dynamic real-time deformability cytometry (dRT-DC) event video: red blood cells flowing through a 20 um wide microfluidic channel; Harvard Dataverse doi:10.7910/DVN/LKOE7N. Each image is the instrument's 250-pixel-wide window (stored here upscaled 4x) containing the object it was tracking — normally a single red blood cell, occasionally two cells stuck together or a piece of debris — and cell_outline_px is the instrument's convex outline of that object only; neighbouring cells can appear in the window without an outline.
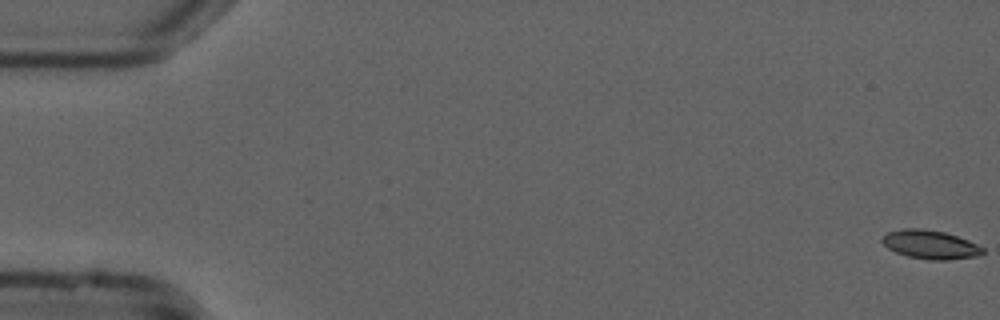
{"species": "common noctule bat (a hibernating species)", "species_latin": "Nyctalus noctula", "temperature_condition": "cold", "stored_images_in_passage": 55, "camera_frame_rate_fps": 3000, "um_per_image_px": 0.085, "animal": {"sex": "male", "forearm_length_mm": 52.5}, "frame": {"image": 1, "passage_image": 1, "time_ms": 0.0, "image_size_px": [1000, 320], "cell_outline_px": [[984, 252], [976, 256], [948, 260], [928, 260], [908, 256], [896, 252], [888, 248], [880, 240], [880, 236], [888, 232], [904, 228], [920, 228], [944, 232], [968, 240], [984, 248]], "centroid_in_image_um": [79.04, 20.78], "position_along_channel_um": 6.0, "area_um2": 16.82}}
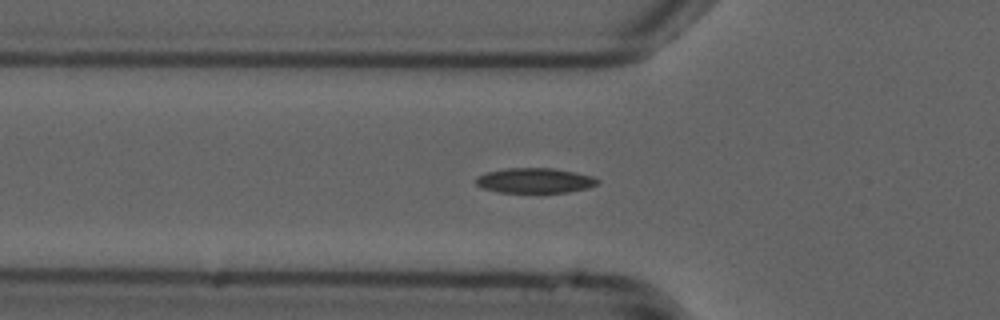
{"frame": {"image": 2, "passage_image": 19, "time_ms": 6.0, "image_size_px": [1000, 320], "cell_outline_px": [[600, 184], [588, 188], [568, 192], [536, 196], [496, 192], [480, 188], [476, 184], [476, 176], [484, 172], [504, 168], [552, 168], [576, 172], [592, 176], [600, 180]], "centroid_in_image_um": [45.43, 15.4], "position_along_channel_um": 80.4, "area_um2": 19.07}}
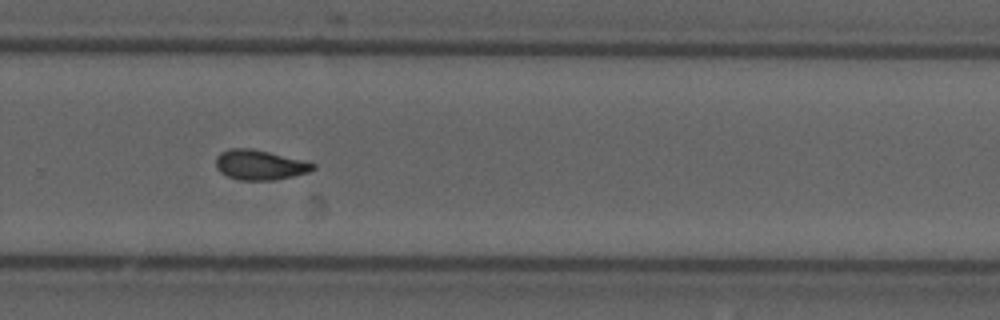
{"frame": {"image": 3, "passage_image": 37, "time_ms": 12.0, "image_size_px": [1000, 320], "cell_outline_px": [[316, 168], [308, 172], [276, 180], [240, 180], [228, 176], [220, 172], [216, 168], [216, 156], [220, 152], [232, 148], [252, 148], [316, 164]], "centroid_in_image_um": [22.04, 14.02], "position_along_channel_um": 307.8, "area_um2": 16.76}, "authors_computed_cell_mechanics": {"area_um2": 16.7042, "velocity_mm_per_s": 3.7904, "shape_relaxation_time_tau1_ms": null, "shape_relaxation_time_tau2_ms": 3.116, "deformation_change_tau1": null, "deformation_change_tau2": 0.0836}}